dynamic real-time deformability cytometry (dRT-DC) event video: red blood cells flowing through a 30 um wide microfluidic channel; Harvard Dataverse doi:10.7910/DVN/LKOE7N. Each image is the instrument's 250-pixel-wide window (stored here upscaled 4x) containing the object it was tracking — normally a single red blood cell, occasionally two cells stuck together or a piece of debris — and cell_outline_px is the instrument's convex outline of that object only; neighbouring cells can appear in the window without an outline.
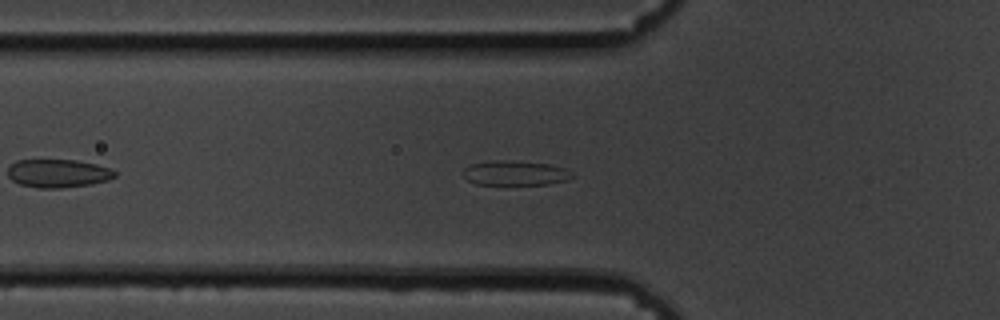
{"species": "common noctule bat (a hibernating species)", "species_latin": "Nyctalus noctula", "temperature_condition": "cold", "stored_images_in_passage": 44, "camera_frame_rate_fps": 3000, "um_per_image_px": 0.085, "animal": {"sex": "male", "body_mass_g": 19.5, "forearm_length_mm": 54.6}, "frame": {"image": 1, "passage_image": 9, "time_ms": 2.667, "image_size_px": [1000, 320], "cell_outline_px": [[572, 176], [568, 180], [548, 184], [476, 184], [468, 180], [464, 176], [464, 168], [472, 164], [488, 160], [504, 160], [548, 164], [564, 168], [572, 172]], "centroid_in_image_um": [43.78, 14.7], "position_along_channel_um": 82.0, "area_um2": 15.49}}
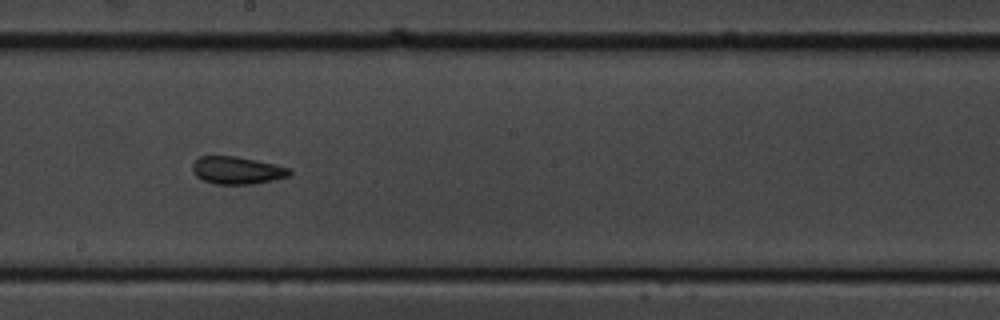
{"frame": {"image": 2, "passage_image": 22, "time_ms": 7.0, "image_size_px": [1000, 320], "cell_outline_px": [[292, 172], [288, 176], [272, 180], [252, 184], [216, 184], [204, 180], [196, 176], [192, 172], [192, 164], [200, 156], [236, 156], [256, 160], [288, 168]], "centroid_in_image_um": [20.1, 14.48], "position_along_channel_um": 228.1, "area_um2": 15.37}}
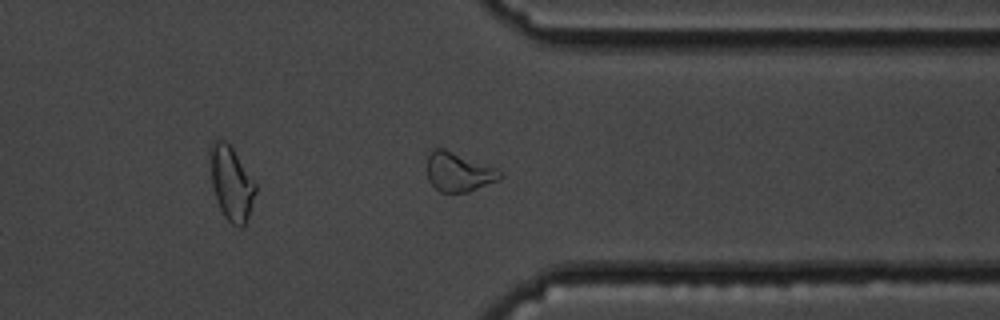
{"frame": {"image": 3, "passage_image": 35, "time_ms": 11.333, "image_size_px": [1000, 320], "cell_outline_px": [[504, 176], [500, 180], [468, 192], [440, 192], [428, 180], [428, 156], [436, 148], [444, 148], [496, 168]], "centroid_in_image_um": [39.01, 14.63], "position_along_channel_um": 372.4, "area_um2": 16.47}}